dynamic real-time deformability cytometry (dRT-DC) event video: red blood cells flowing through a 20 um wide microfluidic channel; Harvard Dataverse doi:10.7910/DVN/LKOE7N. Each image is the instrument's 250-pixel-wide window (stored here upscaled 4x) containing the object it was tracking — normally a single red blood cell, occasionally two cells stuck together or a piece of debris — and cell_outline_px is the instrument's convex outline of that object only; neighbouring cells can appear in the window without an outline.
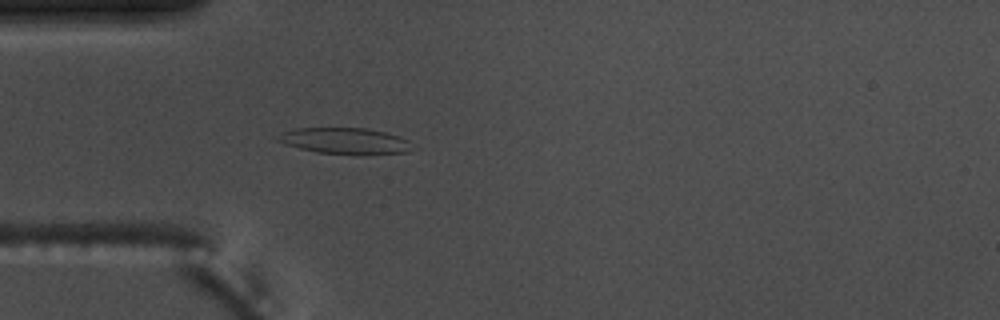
{"species": "common noctule bat (a hibernating species)", "species_latin": "Nyctalus noctula", "temperature_condition": "warm", "stored_images_in_passage": 53, "camera_frame_rate_fps": 3000, "um_per_image_px": 0.085, "animal": {"sex": "male", "body_mass_g": 17.5, "forearm_length_mm": 52.3}, "frame": {"image": 1, "passage_image": 14, "time_ms": 4.333, "image_size_px": [1000, 320], "cell_outline_px": [[416, 148], [408, 152], [316, 152], [284, 144], [276, 140], [272, 136], [280, 132], [296, 128], [364, 128], [384, 132], [400, 136], [408, 140]], "centroid_in_image_um": [29.24, 11.93], "position_along_channel_um": 55.8, "area_um2": 19.88}}
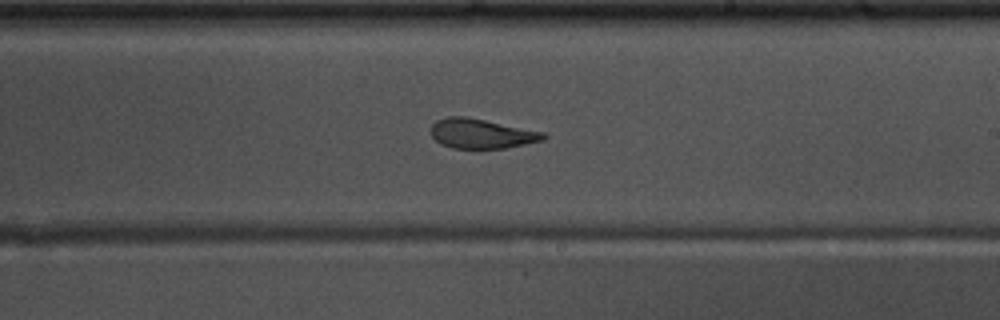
{"frame": {"image": 2, "passage_image": 30, "time_ms": 9.667, "image_size_px": [1000, 320], "cell_outline_px": [[548, 136], [544, 140], [504, 148], [452, 148], [440, 144], [432, 136], [432, 124], [436, 120], [448, 116], [464, 116], [544, 132]], "centroid_in_image_um": [40.91, 11.36], "position_along_channel_um": 248.1, "area_um2": 19.25}}
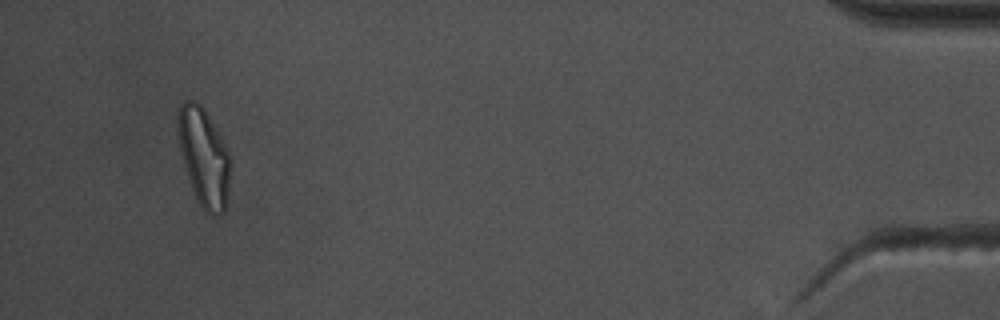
{"frame": {"image": 3, "passage_image": 50, "time_ms": 16.333, "image_size_px": [1000, 320], "cell_outline_px": [[228, 192], [224, 212], [216, 216], [212, 216], [200, 204], [192, 188], [180, 152], [176, 132], [176, 112], [180, 104], [184, 100], [192, 100], [200, 104], [204, 108], [220, 136], [228, 152]], "centroid_in_image_um": [17.27, 13.28], "position_along_channel_um": 417.9, "area_um2": 29.59}, "authors_computed_cell_mechanics": {"area_um2": 21.5016, "velocity_mm_per_s": 3.7039, "shape_relaxation_time_tau1_ms": null, "shape_relaxation_time_tau2_ms": 1.9517, "deformation_change_tau1": null, "deformation_change_tau2": 0.0927}}